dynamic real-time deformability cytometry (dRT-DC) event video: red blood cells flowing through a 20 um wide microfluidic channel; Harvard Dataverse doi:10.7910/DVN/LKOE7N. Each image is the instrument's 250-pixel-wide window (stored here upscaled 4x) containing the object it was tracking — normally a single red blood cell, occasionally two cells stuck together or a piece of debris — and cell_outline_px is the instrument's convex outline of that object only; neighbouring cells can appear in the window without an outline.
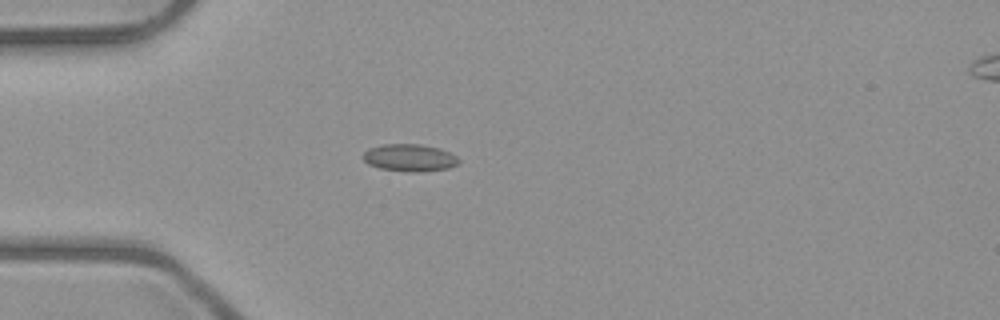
{"species": "common noctule bat (a hibernating species)", "species_latin": "Nyctalus noctula", "temperature_condition": "room temperature", "stored_images_in_passage": 4, "camera_frame_rate_fps": 3000, "um_per_image_px": 0.085, "animal": {"sex": "male", "body_mass_g": 23.1, "forearm_length_mm": 52.7}, "frame": {"image": 1, "passage_image": 4, "time_ms": 3.333, "image_size_px": [1000, 320], "cell_outline_px": [[460, 164], [448, 168], [416, 172], [412, 172], [380, 168], [368, 164], [364, 160], [364, 152], [368, 148], [384, 144], [420, 144], [440, 148], [456, 156], [460, 160]], "centroid_in_image_um": [34.83, 13.4], "position_along_channel_um": 50.2, "area_um2": 15.14}}